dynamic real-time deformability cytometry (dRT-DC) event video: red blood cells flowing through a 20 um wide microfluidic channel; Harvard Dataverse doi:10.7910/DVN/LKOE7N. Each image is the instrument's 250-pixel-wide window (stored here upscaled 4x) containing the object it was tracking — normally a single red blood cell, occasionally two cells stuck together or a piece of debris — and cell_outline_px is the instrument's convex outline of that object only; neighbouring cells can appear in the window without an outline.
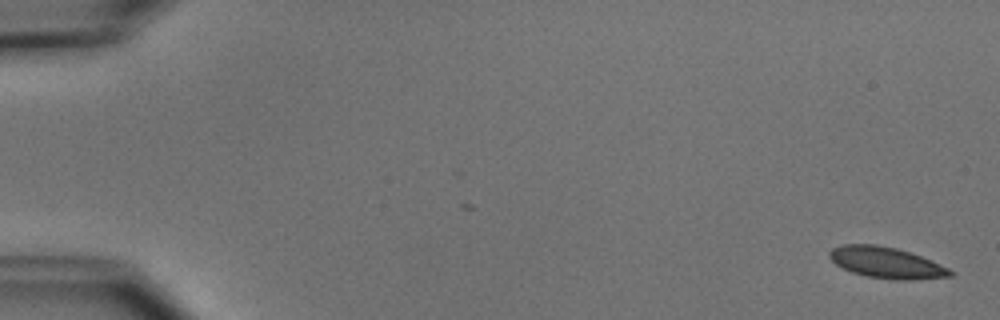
{"species": "common noctule bat (a hibernating species)", "species_latin": "Nyctalus noctula", "temperature_condition": "cold", "stored_images_in_passage": 5, "camera_frame_rate_fps": 3000, "um_per_image_px": 0.085, "animal": {"sex": "male", "body_mass_g": 15.6}, "frame": {"image": 1, "passage_image": 1, "time_ms": 0.0, "image_size_px": [1000, 320], "cell_outline_px": [[952, 276], [916, 280], [900, 280], [868, 276], [852, 272], [836, 264], [828, 256], [828, 252], [832, 248], [844, 244], [876, 244], [896, 248], [932, 260], [948, 268], [952, 272]], "centroid_in_image_um": [75.33, 22.32], "position_along_channel_um": 9.7, "area_um2": 21.73}}
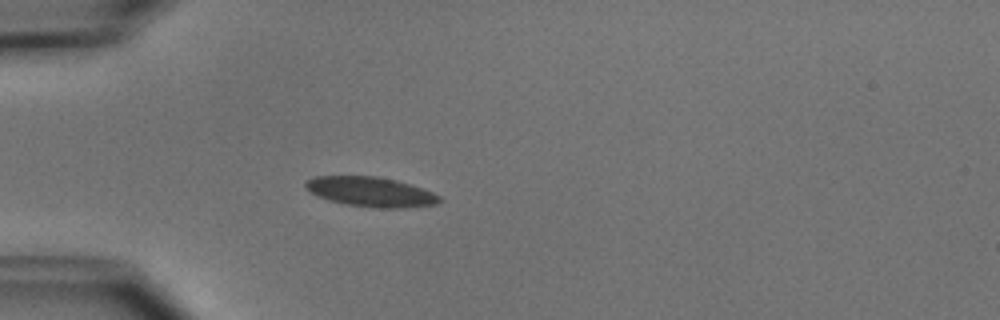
{"frame": {"image": 2, "passage_image": 5, "time_ms": 4.667, "image_size_px": [1000, 320], "cell_outline_px": [[440, 200], [436, 204], [404, 208], [376, 208], [344, 204], [328, 200], [312, 192], [304, 184], [304, 180], [312, 176], [376, 176], [396, 180], [432, 192], [440, 196]], "centroid_in_image_um": [31.48, 16.3], "position_along_channel_um": 53.5, "area_um2": 23.06}}